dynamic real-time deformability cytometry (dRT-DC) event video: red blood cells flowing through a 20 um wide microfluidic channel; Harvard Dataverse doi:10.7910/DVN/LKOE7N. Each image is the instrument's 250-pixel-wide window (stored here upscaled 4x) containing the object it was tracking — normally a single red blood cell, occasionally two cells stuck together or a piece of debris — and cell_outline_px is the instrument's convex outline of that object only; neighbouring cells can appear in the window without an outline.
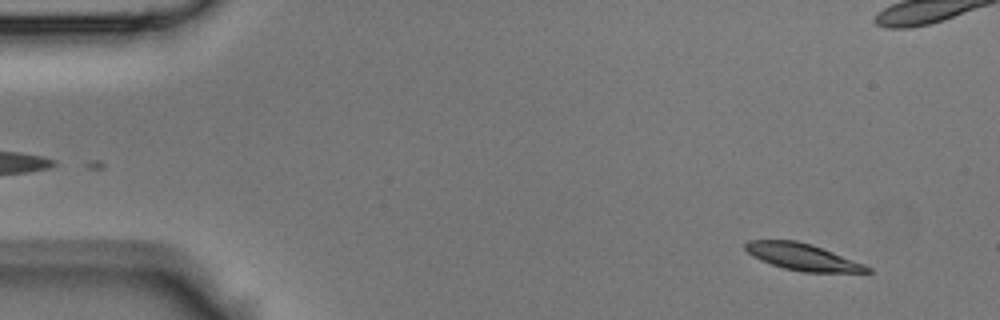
{"species": "Egyptian fruit bat (a non-hibernating species)", "species_latin": "Rousettus aegyptiacus", "temperature_condition": "room temperature", "stored_images_in_passage": 44, "camera_frame_rate_fps": 3000, "um_per_image_px": 0.085, "animal": {"sex": "male"}, "frame": {"image": 1, "passage_image": 3, "time_ms": 0.667, "image_size_px": [1000, 320], "cell_outline_px": [[872, 272], [804, 272], [784, 268], [760, 260], [752, 256], [744, 248], [744, 244], [748, 240], [796, 240], [812, 244], [864, 264], [872, 268]], "centroid_in_image_um": [68.2, 21.83], "position_along_channel_um": 16.8, "area_um2": 18.9}}
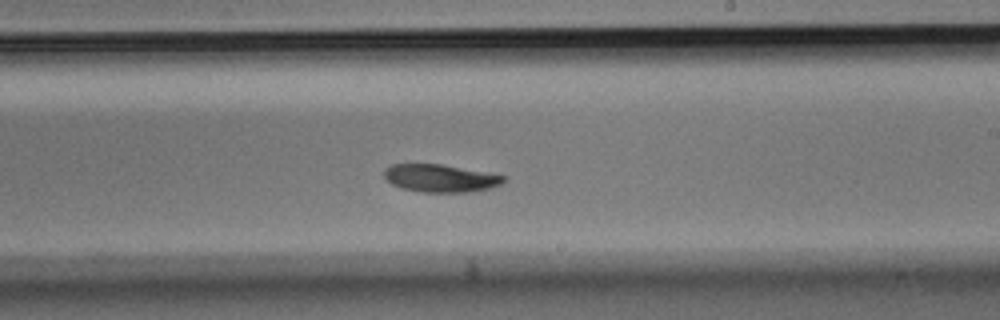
{"frame": {"image": 2, "passage_image": 25, "time_ms": 8.0, "image_size_px": [1000, 320], "cell_outline_px": [[508, 176], [500, 184], [492, 188], [468, 192], [424, 192], [400, 188], [392, 184], [384, 176], [384, 168], [392, 164], [440, 164]], "centroid_in_image_um": [37.43, 15.15], "position_along_channel_um": 251.6, "area_um2": 19.25}}
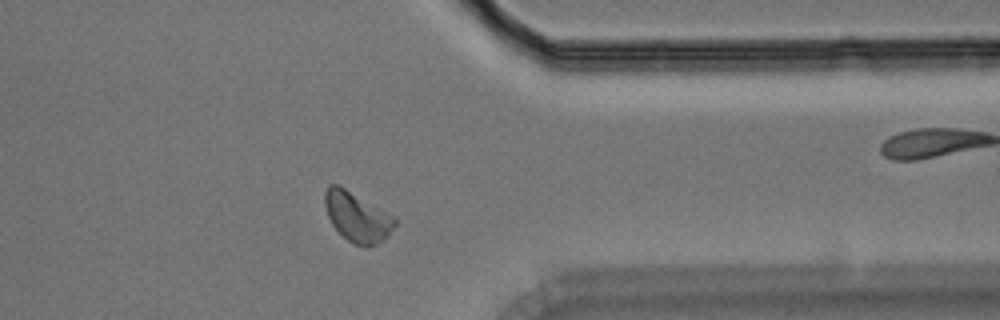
{"frame": {"image": 3, "passage_image": 34, "time_ms": 11.0, "image_size_px": [1000, 320], "cell_outline_px": [[396, 224], [388, 236], [384, 240], [368, 248], [352, 244], [332, 224], [328, 216], [324, 204], [324, 192], [328, 184], [336, 184], [344, 188], [392, 216], [396, 220]], "centroid_in_image_um": [30.33, 18.47], "position_along_channel_um": 381.1, "area_um2": 19.88}}